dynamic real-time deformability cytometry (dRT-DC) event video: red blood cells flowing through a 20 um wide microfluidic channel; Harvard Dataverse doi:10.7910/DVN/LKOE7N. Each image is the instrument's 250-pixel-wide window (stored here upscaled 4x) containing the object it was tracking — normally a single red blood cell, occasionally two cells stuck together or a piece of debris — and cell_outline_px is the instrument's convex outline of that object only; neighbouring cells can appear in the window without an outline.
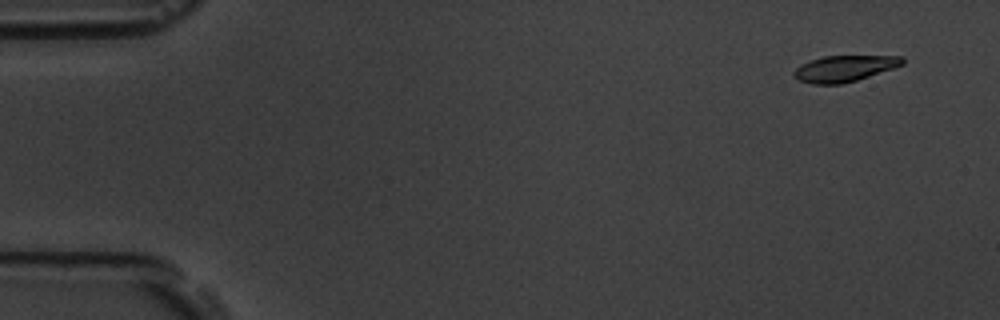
{"species": "common noctule bat (a hibernating species)", "species_latin": "Nyctalus noctula", "temperature_condition": "room temperature", "stored_images_in_passage": 52, "camera_frame_rate_fps": 3000, "um_per_image_px": 0.085, "animal": {"sex": "male", "body_mass_g": 19.5, "forearm_length_mm": 54.6}, "frame": {"image": 1, "passage_image": 1, "time_ms": 0.0, "image_size_px": [1000, 320], "cell_outline_px": [[904, 64], [856, 80], [840, 84], [812, 84], [800, 80], [792, 72], [800, 64], [824, 56], [904, 56]], "centroid_in_image_um": [71.77, 5.81], "position_along_channel_um": 13.2, "area_um2": 16.24}}
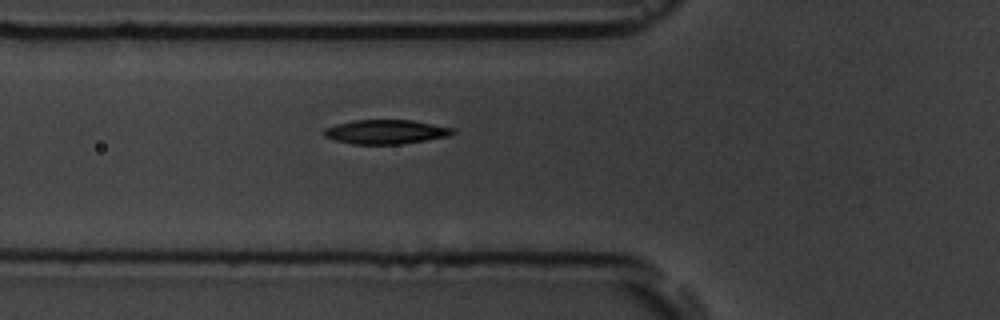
{"frame": {"image": 2, "passage_image": 17, "time_ms": 5.333, "image_size_px": [1000, 320], "cell_outline_px": [[456, 132], [452, 136], [400, 144], [352, 144], [336, 140], [324, 136], [320, 132], [324, 128], [336, 124], [356, 120], [412, 120], [456, 128]], "centroid_in_image_um": [32.82, 11.2], "position_along_channel_um": 93.0, "area_um2": 18.38}}
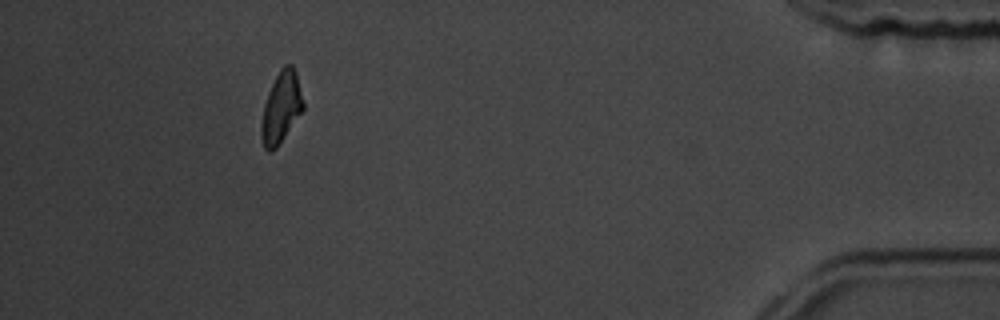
{"frame": {"image": 3, "passage_image": 47, "time_ms": 15.333, "image_size_px": [1000, 320], "cell_outline_px": [[304, 108], [276, 148], [272, 152], [268, 152], [264, 148], [260, 136], [260, 124], [264, 104], [268, 92], [280, 68], [284, 64], [292, 64], [296, 72], [304, 104]], "centroid_in_image_um": [23.87, 9.14], "position_along_channel_um": 411.3, "area_um2": 17.34}, "authors_computed_cell_mechanics": {"area_um2": 18.1781, "velocity_mm_per_s": 3.7828, "shape_relaxation_time_tau1_ms": 2.6461, "shape_relaxation_time_tau2_ms": 2.7844, "deformation_change_tau1": 0.1361, "deformation_change_tau2": 0.075}}